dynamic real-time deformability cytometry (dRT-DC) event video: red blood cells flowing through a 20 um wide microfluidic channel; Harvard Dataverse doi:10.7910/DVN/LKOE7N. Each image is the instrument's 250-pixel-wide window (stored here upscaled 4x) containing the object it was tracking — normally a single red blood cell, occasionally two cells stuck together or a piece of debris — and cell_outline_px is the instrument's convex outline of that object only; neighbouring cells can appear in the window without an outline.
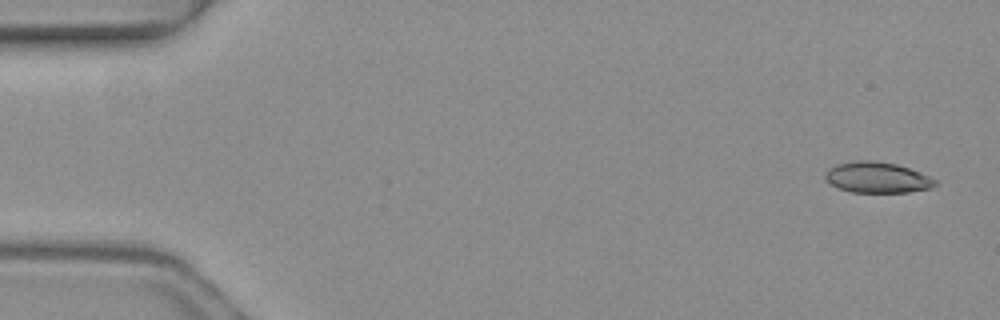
{"species": "common noctule bat (a hibernating species)", "species_latin": "Nyctalus noctula", "temperature_condition": "warm", "stored_images_in_passage": 4, "camera_frame_rate_fps": 3000, "um_per_image_px": 0.085, "animal": {"sex": "female", "body_mass_g": 19.3, "forearm_length_mm": 54.1}, "frame": {"image": 1, "passage_image": 1, "time_ms": 0.0, "image_size_px": [1000, 320], "cell_outline_px": [[940, 184], [932, 188], [908, 192], [852, 192], [840, 188], [824, 180], [824, 172], [828, 168], [836, 164], [856, 160], [872, 160], [896, 164], [920, 172], [936, 180]], "centroid_in_image_um": [74.55, 15.08], "position_along_channel_um": 10.4, "area_um2": 19.88}}
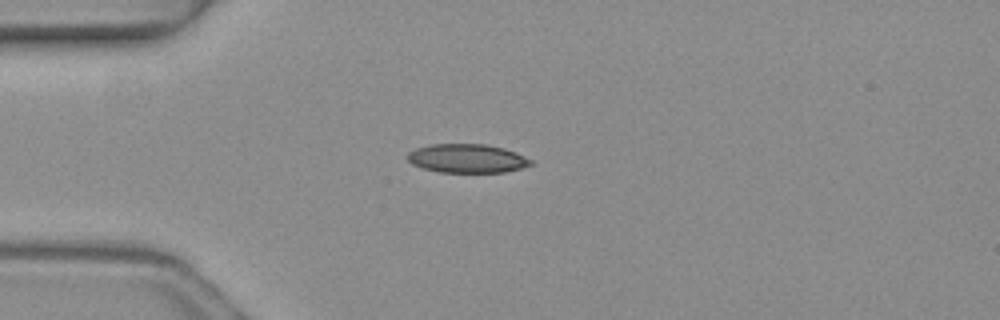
{"frame": {"image": 2, "passage_image": 4, "time_ms": 1.0, "image_size_px": [1000, 320], "cell_outline_px": [[532, 164], [520, 168], [504, 172], [440, 172], [424, 168], [412, 164], [408, 160], [408, 152], [416, 148], [432, 144], [484, 144], [504, 148], [516, 152], [532, 160]], "centroid_in_image_um": [39.7, 13.46], "position_along_channel_um": 45.3, "area_um2": 20.52}}